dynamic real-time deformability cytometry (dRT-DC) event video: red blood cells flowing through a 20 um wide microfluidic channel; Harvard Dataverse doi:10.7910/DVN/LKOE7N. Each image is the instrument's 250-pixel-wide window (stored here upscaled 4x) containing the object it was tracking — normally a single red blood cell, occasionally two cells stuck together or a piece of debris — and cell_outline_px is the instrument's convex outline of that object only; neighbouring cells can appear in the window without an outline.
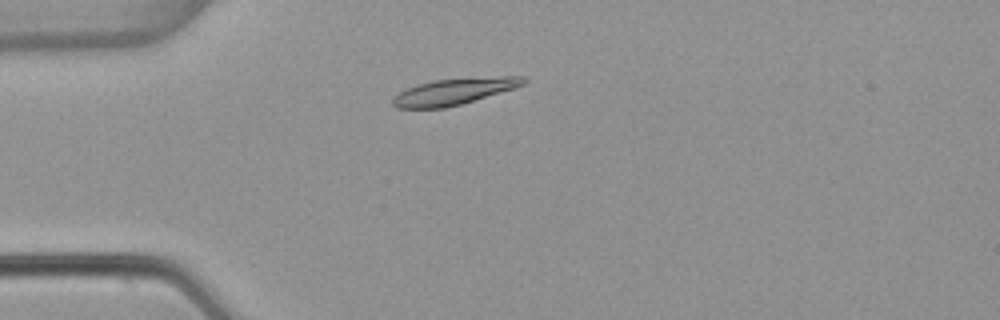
{"species": "common noctule bat (a hibernating species)", "species_latin": "Nyctalus noctula", "temperature_condition": "warm", "stored_images_in_passage": 48, "camera_frame_rate_fps": 3000, "um_per_image_px": 0.085, "animal": {"sex": "female", "body_mass_g": 22.7, "forearm_length_mm": 54.2}, "frame": {"image": 1, "passage_image": 9, "time_ms": 2.667, "image_size_px": [1000, 320], "cell_outline_px": [[528, 80], [524, 84], [516, 88], [460, 104], [444, 108], [396, 108], [392, 104], [392, 100], [400, 92], [408, 88], [432, 80], [500, 76], [524, 76]], "centroid_in_image_um": [38.64, 7.77], "position_along_channel_um": 46.4, "area_um2": 19.88}}
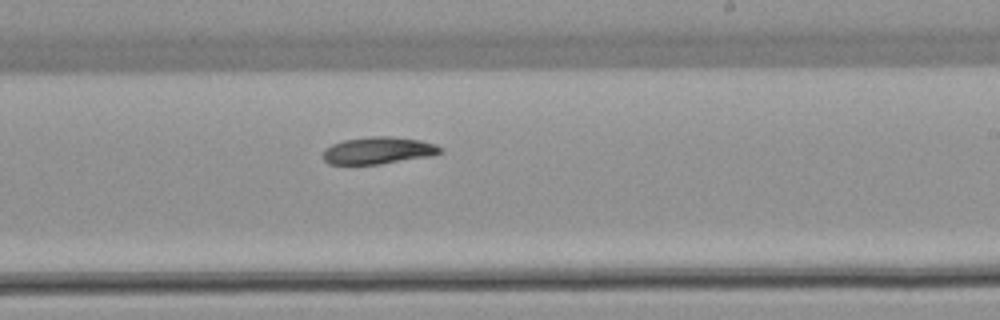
{"frame": {"image": 2, "passage_image": 27, "time_ms": 8.667, "image_size_px": [1000, 320], "cell_outline_px": [[444, 152], [432, 156], [380, 164], [328, 164], [324, 160], [324, 148], [332, 144], [344, 140], [372, 136], [392, 136], [420, 140], [436, 144], [444, 148]], "centroid_in_image_um": [32.21, 12.79], "position_along_channel_um": 256.8, "area_um2": 18.67}}
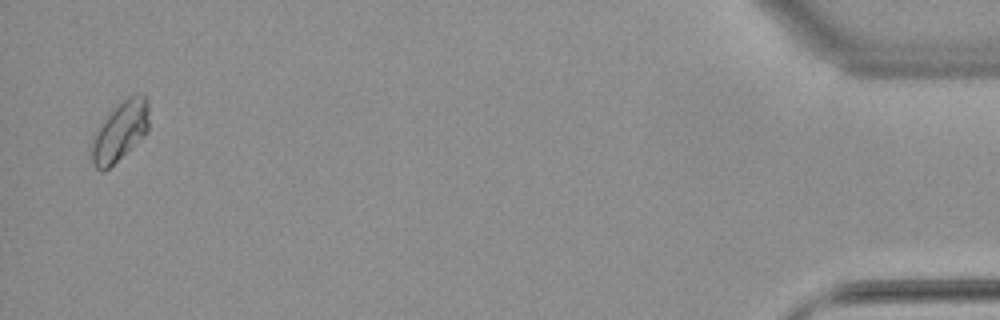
{"frame": {"image": 3, "passage_image": 47, "time_ms": 15.333, "image_size_px": [1000, 320], "cell_outline_px": [[148, 132], [144, 136], [104, 172], [100, 172], [92, 164], [88, 152], [88, 148], [92, 136], [96, 128], [112, 108], [128, 96], [136, 92], [144, 92], [148, 96]], "centroid_in_image_um": [10.15, 11.14], "position_along_channel_um": 425.0, "area_um2": 20.81}, "authors_computed_cell_mechanics": {"area_um2": 19.0451, "velocity_mm_per_s": 3.8265, "shape_relaxation_time_tau1_ms": 10.8817, "shape_relaxation_time_tau2_ms": null, "deformation_change_tau1": 0.1875, "deformation_change_tau2": null}}